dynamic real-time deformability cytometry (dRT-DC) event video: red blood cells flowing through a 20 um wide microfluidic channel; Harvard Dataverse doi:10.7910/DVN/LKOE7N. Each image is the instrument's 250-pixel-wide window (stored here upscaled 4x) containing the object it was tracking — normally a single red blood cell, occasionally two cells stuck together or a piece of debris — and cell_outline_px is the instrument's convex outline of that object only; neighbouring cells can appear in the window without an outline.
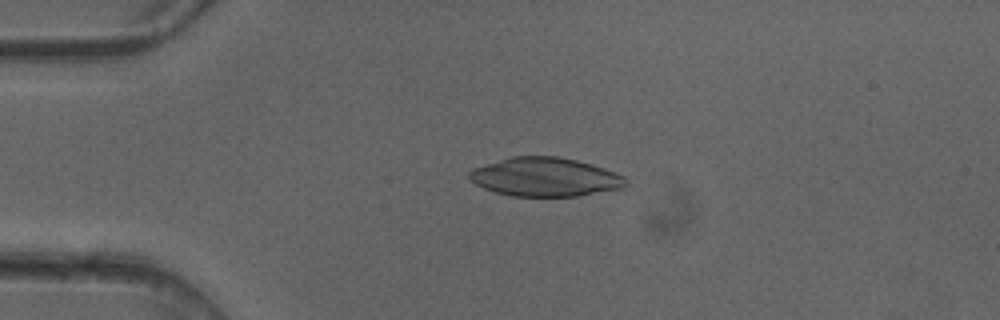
{"species": "common noctule bat (a hibernating species)", "species_latin": "Nyctalus noctula", "temperature_condition": "cold", "stored_images_in_passage": 4, "camera_frame_rate_fps": 3000, "um_per_image_px": 0.085, "animal": {"sex": "female"}, "frame": {"image": 1, "passage_image": 3, "time_ms": 0.667, "image_size_px": [1000, 320], "cell_outline_px": [[628, 184], [624, 188], [580, 196], [512, 196], [496, 192], [484, 188], [468, 180], [468, 172], [472, 168], [512, 156], [560, 156], [592, 164], [604, 168], [624, 176], [628, 180]], "centroid_in_image_um": [46.35, 15.05], "position_along_channel_um": 38.7, "area_um2": 35.66}}